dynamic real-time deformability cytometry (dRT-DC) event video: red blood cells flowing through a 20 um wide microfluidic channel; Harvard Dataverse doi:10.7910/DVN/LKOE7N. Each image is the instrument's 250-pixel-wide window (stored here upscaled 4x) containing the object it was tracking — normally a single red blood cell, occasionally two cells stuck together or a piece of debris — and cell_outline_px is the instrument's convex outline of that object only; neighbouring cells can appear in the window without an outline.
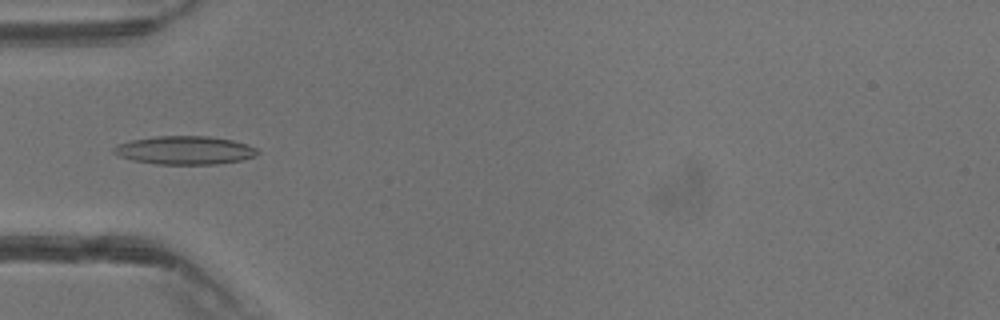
{"species": "common noctule bat (a hibernating species)", "species_latin": "Nyctalus noctula", "temperature_condition": "warm", "stored_images_in_passage": 40, "camera_frame_rate_fps": 3000, "um_per_image_px": 0.085, "animal": {"sex": "male", "body_mass_g": 13.3}, "frame": {"image": 1, "passage_image": 13, "time_ms": 4.0, "image_size_px": [1000, 320], "cell_outline_px": [[260, 152], [256, 156], [244, 160], [216, 164], [156, 164], [132, 160], [120, 156], [112, 152], [112, 148], [120, 144], [132, 140], [156, 136], [208, 136], [232, 140], [256, 148]], "centroid_in_image_um": [15.73, 12.78], "position_along_channel_um": 69.3, "area_um2": 23.7}}
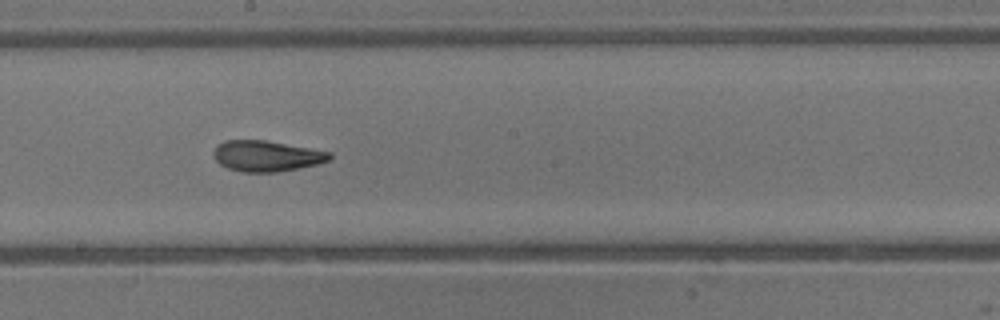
{"frame": {"image": 2, "passage_image": 22, "time_ms": 7.0, "image_size_px": [1000, 320], "cell_outline_px": [[332, 160], [320, 164], [300, 168], [276, 172], [244, 172], [228, 168], [220, 164], [212, 156], [212, 152], [224, 140], [264, 140], [332, 152]], "centroid_in_image_um": [22.7, 13.27], "position_along_channel_um": 225.5, "area_um2": 20.92}}
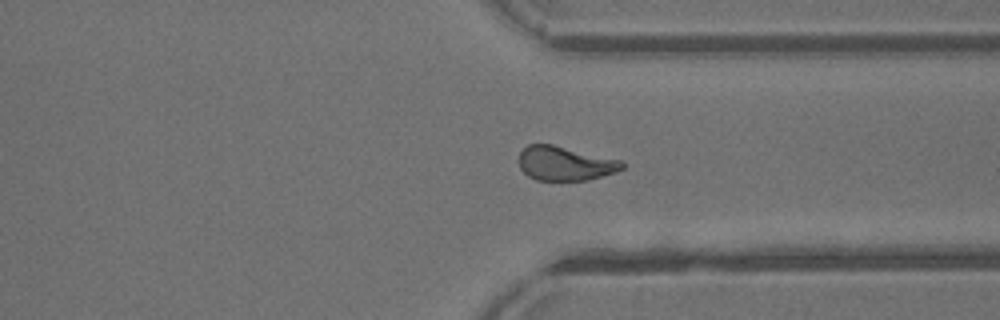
{"frame": {"image": 3, "passage_image": 30, "time_ms": 9.667, "image_size_px": [1000, 320], "cell_outline_px": [[624, 168], [616, 172], [588, 180], [536, 180], [528, 176], [520, 168], [520, 152], [528, 144], [552, 144], [624, 160]], "centroid_in_image_um": [48.07, 13.89], "position_along_channel_um": 363.3, "area_um2": 20.69}}